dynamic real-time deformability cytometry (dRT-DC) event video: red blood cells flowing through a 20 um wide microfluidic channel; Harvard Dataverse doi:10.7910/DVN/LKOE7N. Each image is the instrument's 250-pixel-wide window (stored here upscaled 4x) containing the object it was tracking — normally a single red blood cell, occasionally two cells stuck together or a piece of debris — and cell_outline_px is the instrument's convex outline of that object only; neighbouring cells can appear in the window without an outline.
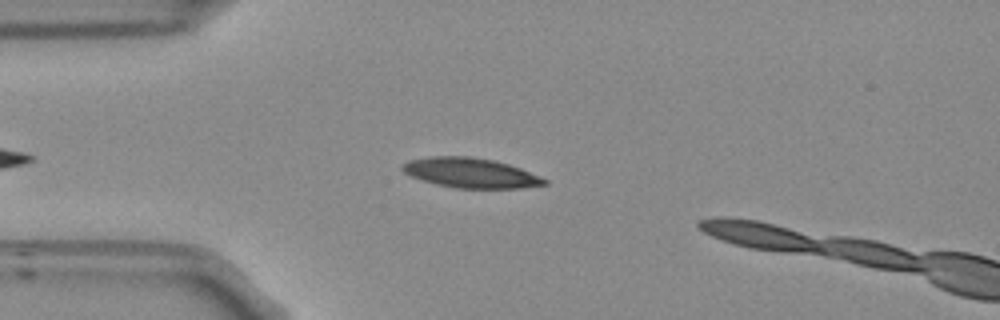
{"species": "Egyptian fruit bat (a non-hibernating species)", "species_latin": "Rousettus aegyptiacus", "temperature_condition": "room temperature", "stored_images_in_passage": 38, "camera_frame_rate_fps": 3000, "um_per_image_px": 0.085, "frame": {"image": 1, "passage_image": 8, "time_ms": 2.333, "image_size_px": [1000, 320], "cell_outline_px": [[548, 184], [520, 188], [456, 188], [436, 184], [412, 176], [404, 172], [400, 168], [404, 164], [412, 160], [432, 156], [468, 156], [492, 160], [508, 164], [520, 168], [548, 180]], "centroid_in_image_um": [40.03, 14.7], "position_along_channel_um": 45.0, "area_um2": 24.33}}
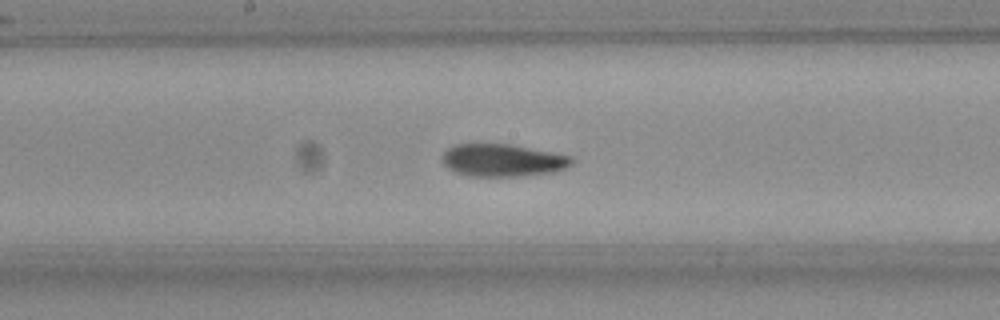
{"frame": {"image": 2, "passage_image": 22, "time_ms": 7.0, "image_size_px": [1000, 320], "cell_outline_px": [[572, 164], [564, 168], [552, 172], [520, 176], [472, 176], [456, 172], [448, 168], [444, 164], [444, 152], [452, 144], [512, 144], [572, 156]], "centroid_in_image_um": [42.73, 13.61], "position_along_channel_um": 205.5, "area_um2": 24.33}}
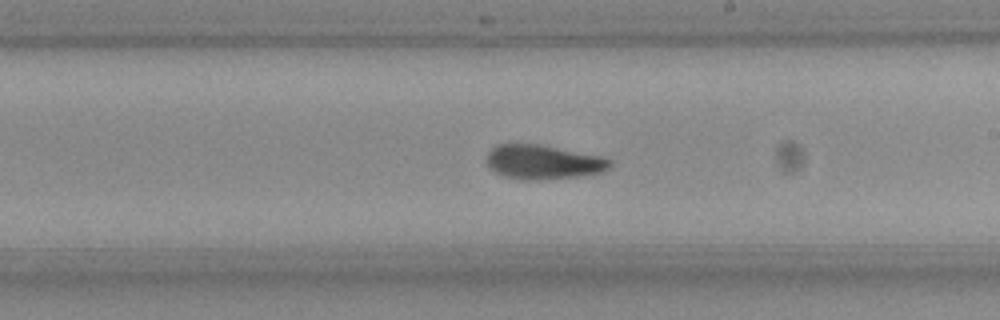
{"frame": {"image": 3, "passage_image": 25, "time_ms": 8.0, "image_size_px": [1000, 320], "cell_outline_px": [[612, 164], [608, 168], [600, 172], [576, 176], [536, 180], [520, 180], [504, 176], [496, 172], [488, 164], [488, 152], [492, 148], [500, 144], [536, 144], [600, 156], [612, 160]], "centroid_in_image_um": [46.16, 13.78], "position_along_channel_um": 242.8, "area_um2": 24.1}, "authors_computed_cell_mechanics": {"area_um2": 24.3049, "velocity_mm_per_s": 3.7479, "shape_relaxation_time_tau1_ms": 4.5044, "shape_relaxation_time_tau2_ms": 2.2053, "deformation_change_tau1": 0.1511, "deformation_change_tau2": 0.0822}}